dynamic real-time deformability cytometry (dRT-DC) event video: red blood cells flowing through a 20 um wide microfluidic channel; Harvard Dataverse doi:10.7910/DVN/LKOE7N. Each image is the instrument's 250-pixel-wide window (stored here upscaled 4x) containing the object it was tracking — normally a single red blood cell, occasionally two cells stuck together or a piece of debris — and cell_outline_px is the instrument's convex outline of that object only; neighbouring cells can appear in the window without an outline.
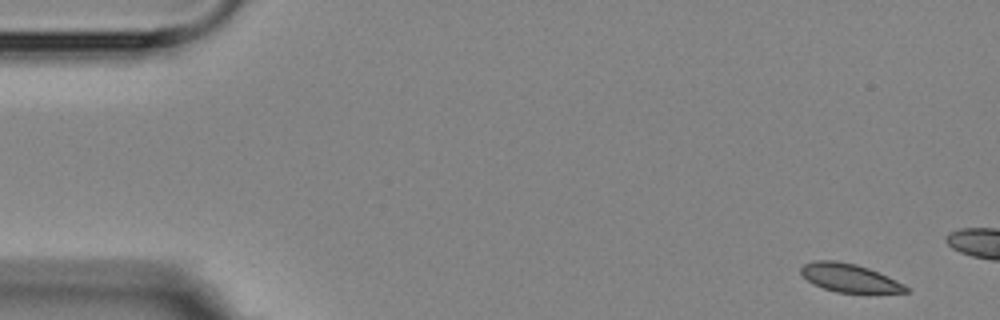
{"species": "Egyptian fruit bat (a non-hibernating species)", "species_latin": "Rousettus aegyptiacus", "temperature_condition": "room temperature", "stored_images_in_passage": 4, "camera_frame_rate_fps": 3000, "um_per_image_px": 0.085, "animal": {"sex": "female"}, "frame": {"image": 1, "passage_image": 1, "time_ms": 0.0, "image_size_px": [1000, 320], "cell_outline_px": [[908, 292], [836, 292], [812, 284], [800, 272], [800, 268], [804, 264], [812, 260], [836, 260], [856, 264], [868, 268], [888, 276], [904, 284], [908, 288]], "centroid_in_image_um": [72.16, 23.6], "position_along_channel_um": 12.8, "area_um2": 17.17}}